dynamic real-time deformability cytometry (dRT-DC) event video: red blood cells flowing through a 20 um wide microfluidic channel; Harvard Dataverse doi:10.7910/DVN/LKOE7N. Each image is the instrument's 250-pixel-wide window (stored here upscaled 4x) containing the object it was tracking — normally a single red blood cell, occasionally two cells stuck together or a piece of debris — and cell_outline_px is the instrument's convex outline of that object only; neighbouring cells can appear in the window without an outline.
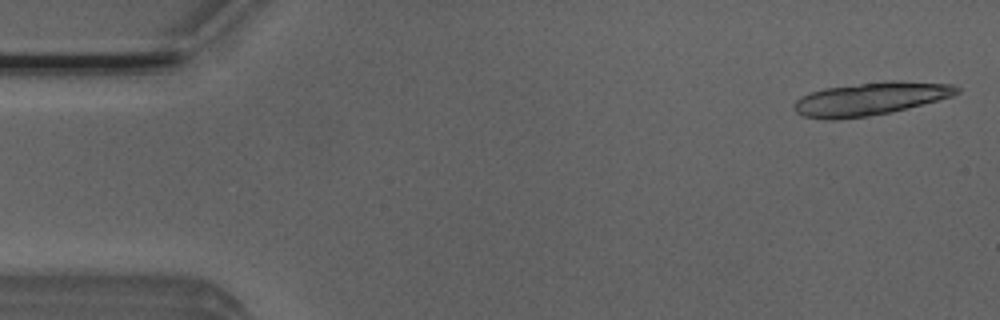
{"species": "Egyptian fruit bat (a non-hibernating species)", "species_latin": "Rousettus aegyptiacus", "temperature_condition": "room temperature", "stored_images_in_passage": 17, "camera_frame_rate_fps": 3000, "um_per_image_px": 0.085, "animal": {"sex": "male"}, "frame": {"image": 1, "passage_image": 2, "time_ms": 0.333, "image_size_px": [1000, 320], "cell_outline_px": [[960, 92], [952, 96], [908, 108], [892, 112], [868, 116], [836, 120], [824, 120], [804, 116], [796, 112], [792, 108], [792, 104], [800, 96], [824, 88], [888, 80], [892, 80], [952, 84], [960, 88]], "centroid_in_image_um": [73.94, 8.4], "position_along_channel_um": 11.1, "area_um2": 31.44}}